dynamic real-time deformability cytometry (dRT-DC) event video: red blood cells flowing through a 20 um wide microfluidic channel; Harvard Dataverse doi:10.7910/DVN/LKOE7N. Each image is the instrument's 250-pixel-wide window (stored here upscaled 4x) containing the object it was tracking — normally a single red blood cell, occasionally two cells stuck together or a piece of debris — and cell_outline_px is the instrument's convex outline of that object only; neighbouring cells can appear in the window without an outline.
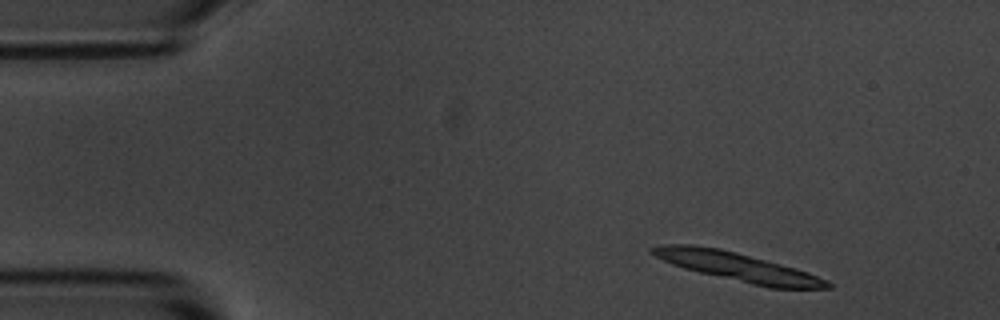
{"species": "common noctule bat (a hibernating species)", "species_latin": "Nyctalus noctula", "temperature_condition": "room temperature", "stored_images_in_passage": 10, "camera_frame_rate_fps": 3000, "um_per_image_px": 0.085, "animal": {"sex": "male", "body_mass_g": 20.1, "forearm_length_mm": 53.5}, "frame": {"image": 1, "passage_image": 1, "time_ms": 0.0, "image_size_px": [1000, 320], "cell_outline_px": [[832, 288], [768, 288], [700, 272], [684, 268], [672, 264], [648, 252], [648, 248], [664, 244], [692, 244], [720, 248], [736, 252], [796, 268], [808, 272], [828, 280], [832, 284]], "centroid_in_image_um": [62.7, 22.67], "position_along_channel_um": 22.3, "area_um2": 29.13}}